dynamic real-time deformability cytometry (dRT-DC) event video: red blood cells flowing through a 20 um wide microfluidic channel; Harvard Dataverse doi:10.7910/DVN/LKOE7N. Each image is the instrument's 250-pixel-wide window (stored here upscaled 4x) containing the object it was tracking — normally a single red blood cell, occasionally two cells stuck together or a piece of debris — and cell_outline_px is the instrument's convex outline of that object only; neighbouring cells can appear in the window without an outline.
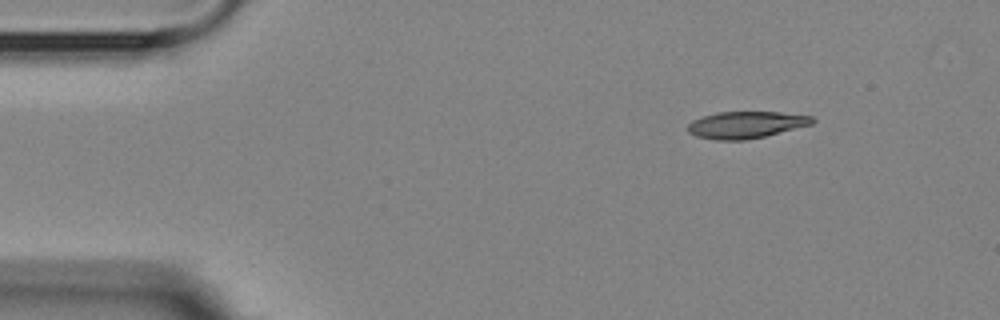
{"species": "Egyptian fruit bat (a non-hibernating species)", "species_latin": "Rousettus aegyptiacus", "temperature_condition": "room temperature", "stored_images_in_passage": 3, "camera_frame_rate_fps": 3000, "um_per_image_px": 0.085, "animal": {"sex": "female"}, "frame": {"image": 1, "passage_image": 1, "time_ms": 0.0, "image_size_px": [1000, 320], "cell_outline_px": [[816, 120], [812, 124], [764, 136], [744, 140], [716, 140], [696, 136], [688, 132], [688, 124], [692, 120], [716, 112], [780, 112], [812, 116]], "centroid_in_image_um": [63.39, 10.6], "position_along_channel_um": 21.6, "area_um2": 19.36}}